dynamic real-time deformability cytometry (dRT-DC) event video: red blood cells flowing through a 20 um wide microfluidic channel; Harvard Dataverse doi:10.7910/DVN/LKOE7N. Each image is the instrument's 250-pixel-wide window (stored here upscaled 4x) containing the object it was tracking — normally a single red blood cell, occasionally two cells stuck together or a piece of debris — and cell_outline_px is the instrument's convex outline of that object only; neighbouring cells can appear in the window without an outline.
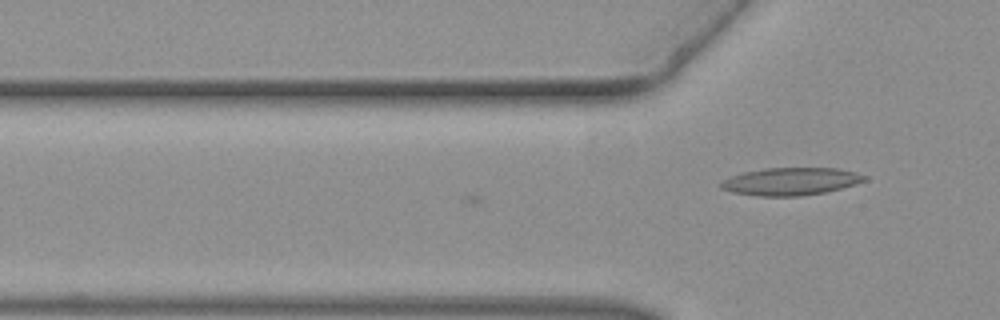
{"species": "common noctule bat (a hibernating species)", "species_latin": "Nyctalus noctula", "temperature_condition": "warm", "stored_images_in_passage": 9, "camera_frame_rate_fps": 3000, "um_per_image_px": 0.085, "animal": {"sex": "female", "body_mass_g": 19.3, "forearm_length_mm": 54.1}, "frame": {"image": 1, "passage_image": 9, "time_ms": 2.667, "image_size_px": [1000, 320], "cell_outline_px": [[868, 180], [856, 184], [824, 192], [800, 196], [756, 196], [732, 192], [720, 188], [720, 184], [724, 180], [732, 176], [744, 172], [764, 168], [836, 168], [868, 176]], "centroid_in_image_um": [67.21, 15.42], "position_along_channel_um": 58.6, "area_um2": 22.95}}